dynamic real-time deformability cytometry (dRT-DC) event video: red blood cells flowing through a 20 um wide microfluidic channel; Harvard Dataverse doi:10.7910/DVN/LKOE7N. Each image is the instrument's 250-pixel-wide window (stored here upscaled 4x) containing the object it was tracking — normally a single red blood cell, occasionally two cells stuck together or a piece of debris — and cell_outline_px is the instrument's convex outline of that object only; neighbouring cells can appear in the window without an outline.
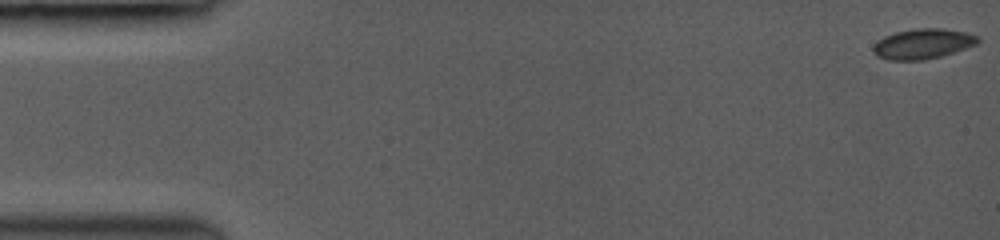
{"species": "common noctule bat (a hibernating species)", "species_latin": "Nyctalus noctula", "temperature_condition": "room temperature", "stored_images_in_passage": 48, "segment_of_instrument_passage": [1, 2], "camera_frame_rate_fps": 3000, "um_per_image_px": 0.085, "animal": {"sex": "female", "body_mass_g": 19.0, "forearm_length_mm": 53.3}, "frame": {"image": 1, "passage_image": 1, "time_ms": 0.0, "image_size_px": [1000, 240], "cell_outline_px": [[980, 40], [976, 44], [940, 56], [924, 60], [888, 60], [876, 56], [872, 52], [872, 48], [884, 36], [896, 32], [916, 28], [940, 28], [968, 32], [980, 36]], "centroid_in_image_um": [78.44, 3.72], "position_along_channel_um": 6.6, "area_um2": 18.32}}
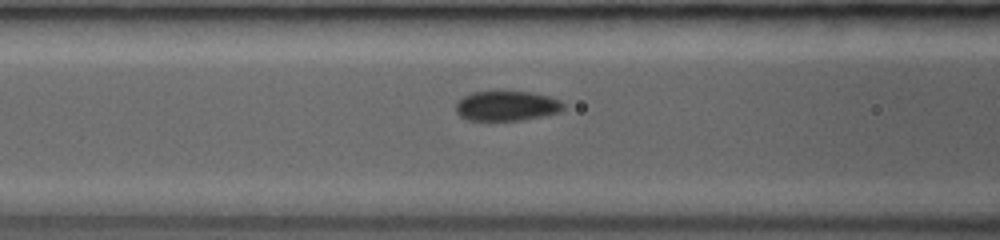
{"frame": {"image": 2, "passage_image": 20, "time_ms": 6.333, "image_size_px": [1000, 240], "cell_outline_px": [[564, 108], [560, 112], [544, 116], [524, 120], [468, 120], [460, 116], [456, 112], [456, 100], [472, 92], [532, 92], [548, 96], [560, 100], [564, 104]], "centroid_in_image_um": [43.07, 9.01], "position_along_channel_um": 123.5, "area_um2": 18.79}}
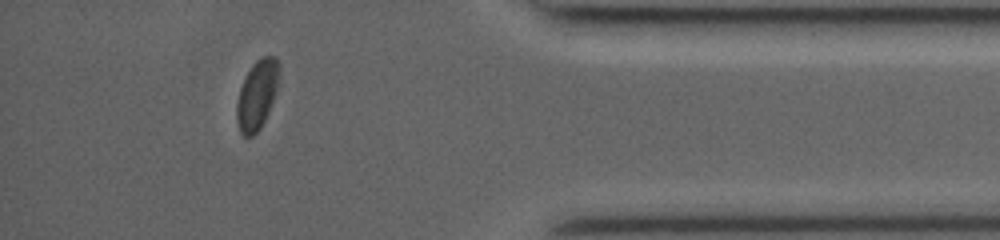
{"frame": {"image": 3, "passage_image": 42, "time_ms": 13.667, "image_size_px": [1000, 240], "cell_outline_px": [[280, 68], [276, 92], [268, 112], [260, 128], [252, 136], [244, 136], [240, 132], [236, 120], [236, 104], [240, 88], [244, 76], [252, 64], [260, 56], [272, 56], [280, 64]], "centroid_in_image_um": [21.83, 8.03], "position_along_channel_um": 413.4, "area_um2": 17.17}}